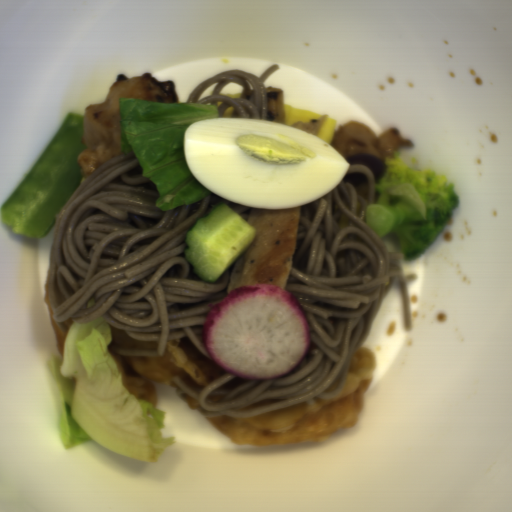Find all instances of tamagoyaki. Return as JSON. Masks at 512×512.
Segmentation results:
<instances>
[{"instance_id":"1","label":"tamagoyaki","mask_w":512,"mask_h":512,"mask_svg":"<svg viewBox=\"0 0 512 512\" xmlns=\"http://www.w3.org/2000/svg\"><path fill=\"white\" fill-rule=\"evenodd\" d=\"M284 123L283 125L291 126L296 122L309 123L313 119H319L323 115L318 112L301 110L294 106L283 104Z\"/></svg>"},{"instance_id":"2","label":"tamagoyaki","mask_w":512,"mask_h":512,"mask_svg":"<svg viewBox=\"0 0 512 512\" xmlns=\"http://www.w3.org/2000/svg\"><path fill=\"white\" fill-rule=\"evenodd\" d=\"M337 124H338L337 119H333L328 116L324 120L316 137L322 138L323 140H325L328 144H330L332 146V141L336 135Z\"/></svg>"}]
</instances>
